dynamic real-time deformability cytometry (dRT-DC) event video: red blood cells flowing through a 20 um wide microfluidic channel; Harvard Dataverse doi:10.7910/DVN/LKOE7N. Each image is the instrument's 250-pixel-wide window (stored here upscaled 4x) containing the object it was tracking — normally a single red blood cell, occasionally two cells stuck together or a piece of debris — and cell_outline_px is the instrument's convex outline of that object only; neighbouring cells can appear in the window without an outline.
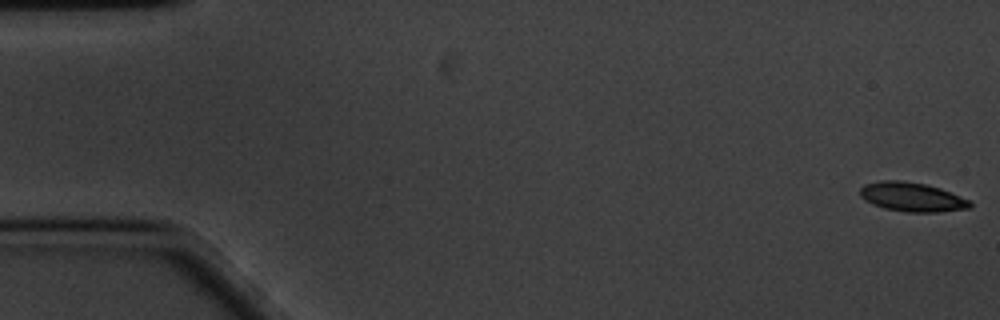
{"species": "common noctule bat (a hibernating species)", "species_latin": "Nyctalus noctula", "temperature_condition": "cold", "stored_images_in_passage": 60, "camera_frame_rate_fps": 3000, "um_per_image_px": 0.085, "animal": {"sex": "male", "body_mass_g": 20.1, "forearm_length_mm": 53.5}, "frame": {"image": 1, "passage_image": 1, "time_ms": 0.0, "image_size_px": [1000, 320], "cell_outline_px": [[972, 208], [936, 212], [908, 212], [884, 208], [872, 204], [864, 200], [860, 196], [860, 188], [864, 184], [880, 180], [900, 180], [924, 184], [940, 188], [960, 196], [968, 200], [972, 204]], "centroid_in_image_um": [77.49, 16.74], "position_along_channel_um": 7.5, "area_um2": 18.67}}
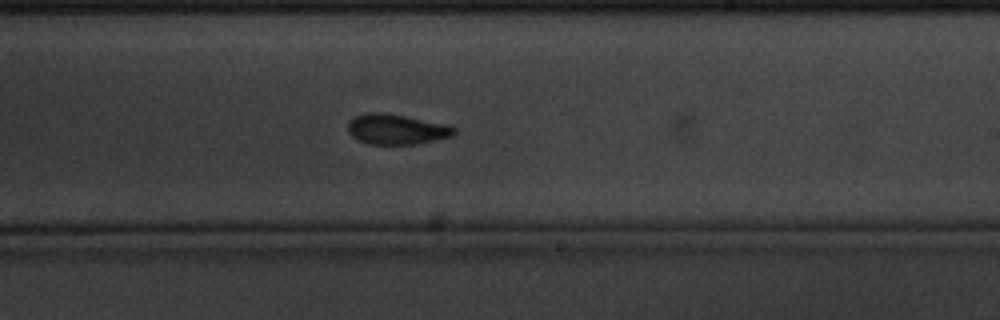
{"frame": {"image": 2, "passage_image": 35, "time_ms": 11.333, "image_size_px": [1000, 320], "cell_outline_px": [[456, 132], [452, 136], [416, 144], [368, 144], [352, 136], [348, 132], [348, 120], [364, 112], [384, 112], [452, 124], [456, 128]], "centroid_in_image_um": [33.73, 10.96], "position_along_channel_um": 255.3, "area_um2": 19.07}}
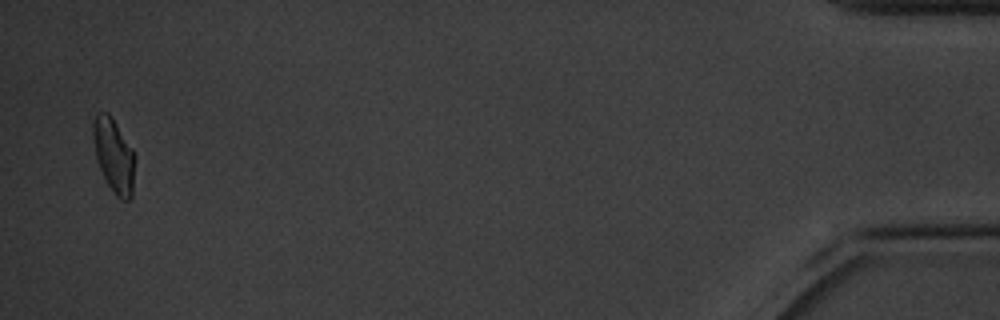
{"frame": {"image": 3, "passage_image": 58, "time_ms": 19.0, "image_size_px": [1000, 320], "cell_outline_px": [[136, 160], [132, 196], [128, 200], [120, 200], [116, 196], [108, 184], [96, 160], [92, 136], [92, 120], [96, 112], [108, 112], [132, 148], [136, 156]], "centroid_in_image_um": [9.68, 13.21], "position_along_channel_um": 425.5, "area_um2": 18.32}, "authors_computed_cell_mechanics": {"area_um2": 18.4671, "velocity_mm_per_s": 3.3553, "shape_relaxation_time_tau1_ms": 2.7738, "shape_relaxation_time_tau2_ms": 2.6156, "deformation_change_tau1": 0.1108, "deformation_change_tau2": 0.0803}}